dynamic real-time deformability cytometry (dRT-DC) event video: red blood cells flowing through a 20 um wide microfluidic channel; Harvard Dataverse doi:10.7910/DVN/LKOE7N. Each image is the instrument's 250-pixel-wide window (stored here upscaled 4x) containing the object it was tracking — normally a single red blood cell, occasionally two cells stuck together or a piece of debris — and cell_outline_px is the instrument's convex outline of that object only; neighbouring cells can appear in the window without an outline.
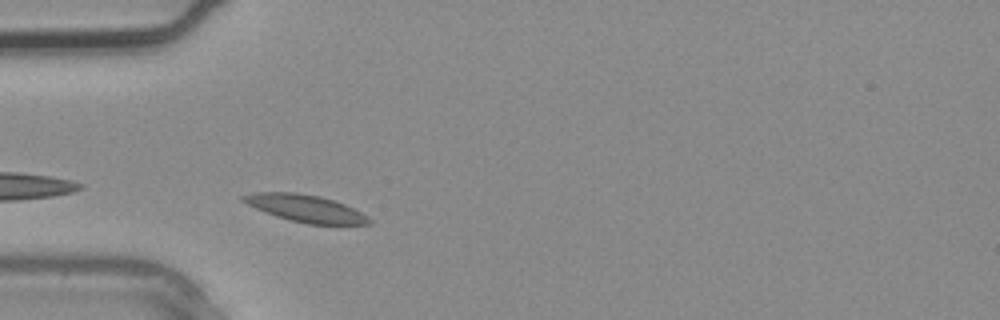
{"species": "common noctule bat (a hibernating species)", "species_latin": "Nyctalus noctula", "temperature_condition": "warm", "stored_images_in_passage": 2, "camera_frame_rate_fps": 3000, "um_per_image_px": 0.085, "animal": {"sex": "male", "body_mass_g": 20.4}, "frame": {"image": 1, "passage_image": 2, "time_ms": 0.333, "image_size_px": [1000, 320], "cell_outline_px": [[372, 224], [308, 224], [276, 216], [256, 208], [240, 200], [240, 196], [256, 192], [296, 192], [320, 196], [344, 204], [368, 216], [372, 220]], "centroid_in_image_um": [25.96, 17.7], "position_along_channel_um": 59.0, "area_um2": 19.71}}